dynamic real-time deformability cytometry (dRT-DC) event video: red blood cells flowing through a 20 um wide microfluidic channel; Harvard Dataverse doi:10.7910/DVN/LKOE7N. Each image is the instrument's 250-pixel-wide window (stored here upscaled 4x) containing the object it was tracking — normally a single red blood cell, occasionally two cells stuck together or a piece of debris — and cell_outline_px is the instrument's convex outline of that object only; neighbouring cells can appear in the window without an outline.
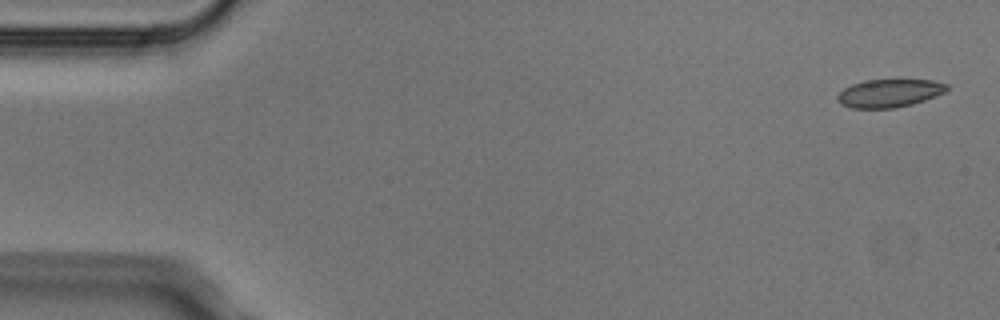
{"species": "Egyptian fruit bat (a non-hibernating species)", "species_latin": "Rousettus aegyptiacus", "temperature_condition": "cold", "stored_images_in_passage": 6, "camera_frame_rate_fps": 3000, "um_per_image_px": 0.085, "animal": {"sex": "male"}, "frame": {"image": 1, "passage_image": 1, "time_ms": 0.0, "image_size_px": [1000, 320], "cell_outline_px": [[948, 88], [944, 92], [936, 96], [912, 104], [892, 108], [852, 108], [840, 104], [836, 100], [836, 96], [844, 88], [852, 84], [864, 80], [932, 80], [948, 84]], "centroid_in_image_um": [75.56, 7.92], "position_along_channel_um": 9.4, "area_um2": 17.86}}
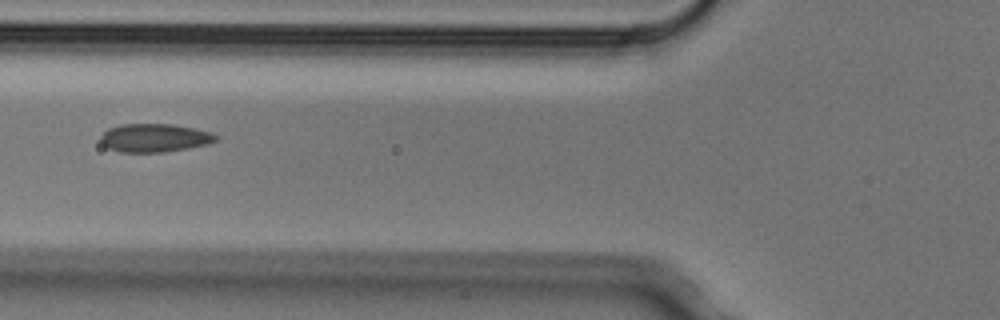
{"frame": {"image": 2, "passage_image": 5, "time_ms": 1.333, "image_size_px": [1000, 320], "cell_outline_px": [[220, 136], [216, 140], [208, 144], [188, 148], [164, 152], [120, 152], [108, 148], [100, 140], [100, 136], [108, 128], [120, 124], [172, 124], [212, 132]], "centroid_in_image_um": [13.14, 11.71], "position_along_channel_um": 112.7, "area_um2": 19.07}}
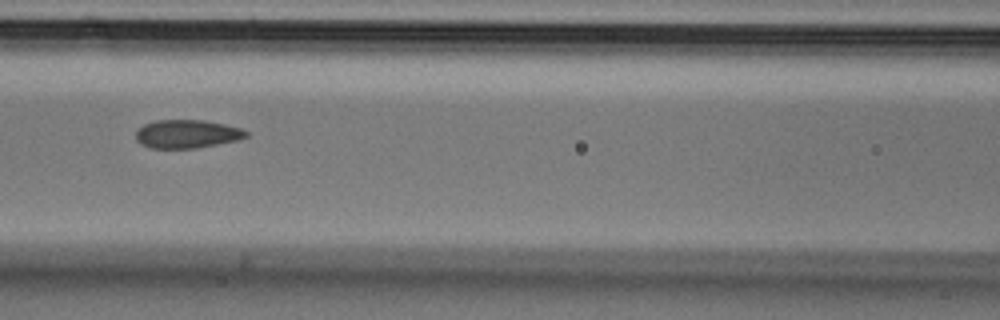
{"frame": {"image": 3, "passage_image": 6, "time_ms": 1.667, "image_size_px": [1000, 320], "cell_outline_px": [[248, 136], [240, 140], [196, 148], [148, 148], [140, 144], [136, 140], [136, 132], [144, 124], [156, 120], [204, 120], [224, 124], [240, 128], [248, 132]], "centroid_in_image_um": [15.9, 11.39], "position_along_channel_um": 150.7, "area_um2": 18.32}}